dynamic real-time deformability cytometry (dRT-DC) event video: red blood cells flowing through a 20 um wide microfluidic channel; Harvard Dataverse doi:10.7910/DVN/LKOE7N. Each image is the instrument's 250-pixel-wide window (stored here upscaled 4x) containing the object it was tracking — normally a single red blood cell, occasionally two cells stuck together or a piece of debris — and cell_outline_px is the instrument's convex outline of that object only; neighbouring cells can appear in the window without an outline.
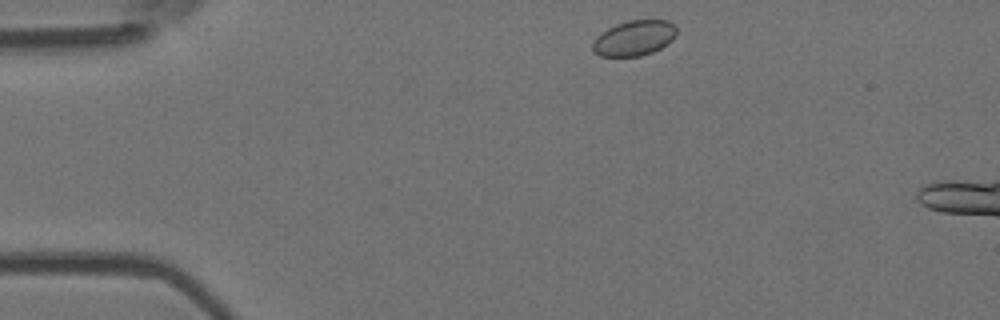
{"species": "Egyptian fruit bat (a non-hibernating species)", "species_latin": "Rousettus aegyptiacus", "temperature_condition": "room temperature", "stored_images_in_passage": 8, "camera_frame_rate_fps": 3000, "um_per_image_px": 0.085, "animal": {"sex": "female"}, "frame": {"image": 1, "passage_image": 2, "time_ms": 0.333, "image_size_px": [1000, 320], "cell_outline_px": [[676, 36], [672, 40], [660, 48], [652, 52], [640, 56], [600, 56], [592, 52], [592, 44], [596, 36], [600, 32], [616, 24], [628, 20], [668, 20], [676, 28]], "centroid_in_image_um": [53.87, 3.24], "position_along_channel_um": 31.1, "area_um2": 17.34}}